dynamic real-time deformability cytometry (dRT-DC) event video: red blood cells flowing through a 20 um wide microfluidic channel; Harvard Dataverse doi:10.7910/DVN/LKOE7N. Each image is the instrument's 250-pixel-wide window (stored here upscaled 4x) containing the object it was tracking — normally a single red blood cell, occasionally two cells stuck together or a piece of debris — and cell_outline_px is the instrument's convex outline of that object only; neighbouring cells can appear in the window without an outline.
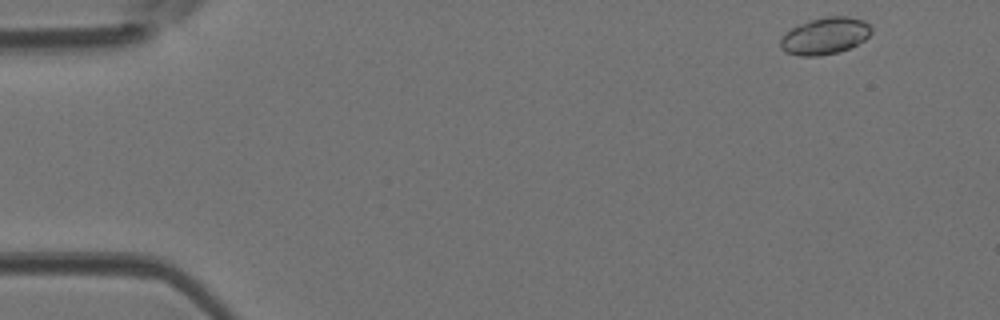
{"species": "Egyptian fruit bat (a non-hibernating species)", "species_latin": "Rousettus aegyptiacus", "temperature_condition": "room temperature", "stored_images_in_passage": 43, "camera_frame_rate_fps": 3000, "um_per_image_px": 0.085, "animal": {"sex": "female"}, "frame": {"image": 1, "passage_image": 1, "time_ms": 0.0, "image_size_px": [1000, 320], "cell_outline_px": [[872, 32], [864, 40], [840, 52], [816, 56], [800, 56], [788, 52], [780, 48], [780, 40], [792, 28], [808, 20], [828, 16], [848, 16], [864, 20], [872, 28]], "centroid_in_image_um": [70.14, 3.04], "position_along_channel_um": 14.9, "area_um2": 19.36}}
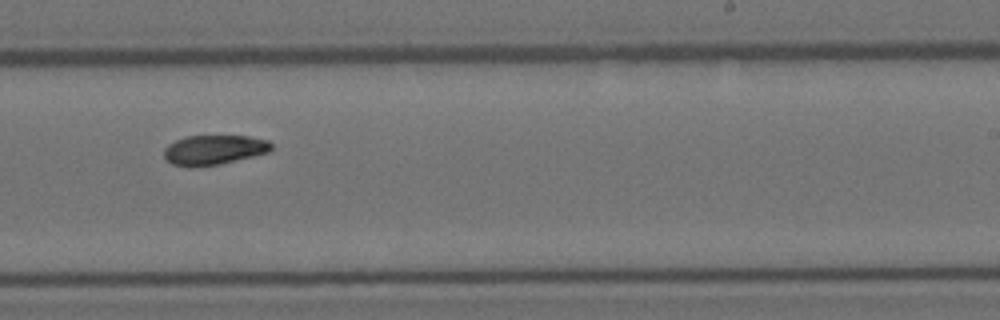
{"frame": {"image": 2, "passage_image": 26, "time_ms": 8.333, "image_size_px": [1000, 320], "cell_outline_px": [[272, 148], [268, 152], [220, 164], [188, 168], [172, 164], [164, 156], [164, 148], [168, 144], [184, 136], [248, 136], [268, 140], [272, 144]], "centroid_in_image_um": [18.15, 12.74], "position_along_channel_um": 270.8, "area_um2": 18.61}}
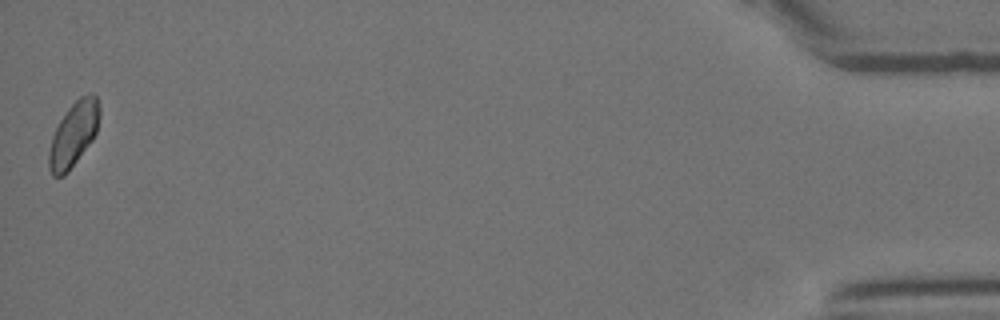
{"frame": {"image": 3, "passage_image": 43, "time_ms": 14.0, "image_size_px": [1000, 320], "cell_outline_px": [[100, 116], [96, 132], [92, 140], [68, 172], [64, 176], [52, 176], [48, 168], [48, 152], [52, 136], [60, 120], [68, 108], [80, 96], [92, 92], [96, 96], [100, 108]], "centroid_in_image_um": [6.25, 11.41], "position_along_channel_um": 429.0, "area_um2": 19.02}}